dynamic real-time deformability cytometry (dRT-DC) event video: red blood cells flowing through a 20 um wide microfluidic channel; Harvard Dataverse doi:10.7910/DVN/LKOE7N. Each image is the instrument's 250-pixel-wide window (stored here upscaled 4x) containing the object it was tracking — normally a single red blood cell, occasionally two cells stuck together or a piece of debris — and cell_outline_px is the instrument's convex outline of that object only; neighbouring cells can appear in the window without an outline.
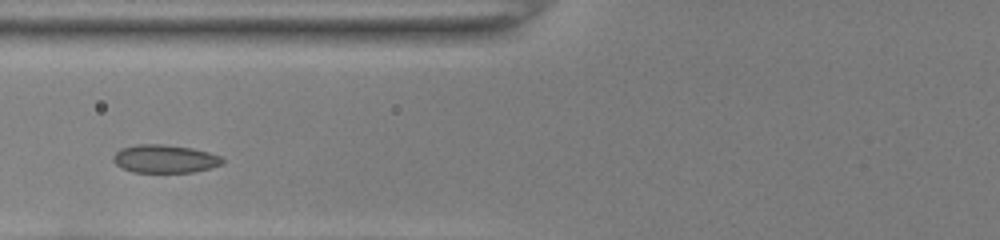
{"species": "common noctule bat (a hibernating species)", "species_latin": "Nyctalus noctula", "temperature_condition": "room temperature", "stored_images_in_passage": 21, "camera_frame_rate_fps": 3000, "um_per_image_px": 0.085, "animal": {"sex": "female", "body_mass_g": 22.0, "forearm_length_mm": 56.7}, "frame": {"image": 1, "passage_image": 8, "time_ms": 2.333, "image_size_px": [1000, 240], "cell_outline_px": [[224, 164], [212, 168], [192, 172], [132, 172], [120, 168], [112, 160], [112, 156], [120, 148], [136, 144], [164, 144], [192, 148], [208, 152], [220, 156], [224, 160]], "centroid_in_image_um": [13.99, 13.5], "position_along_channel_um": 111.8, "area_um2": 18.15}}
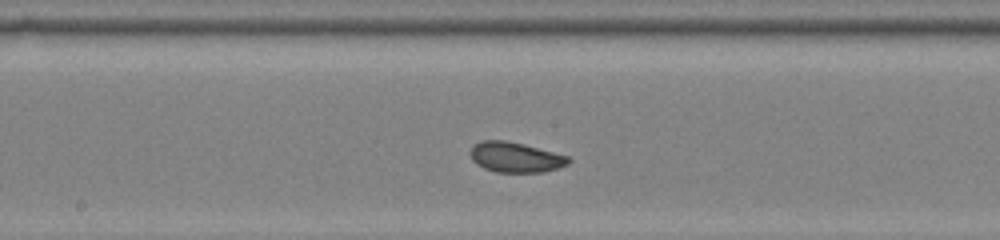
{"frame": {"image": 2, "passage_image": 15, "time_ms": 4.667, "image_size_px": [1000, 240], "cell_outline_px": [[572, 160], [568, 164], [544, 172], [496, 172], [484, 168], [476, 164], [472, 160], [468, 152], [472, 144], [480, 140], [504, 140], [524, 144], [568, 156]], "centroid_in_image_um": [43.76, 13.35], "position_along_channel_um": 204.4, "area_um2": 17.46}}
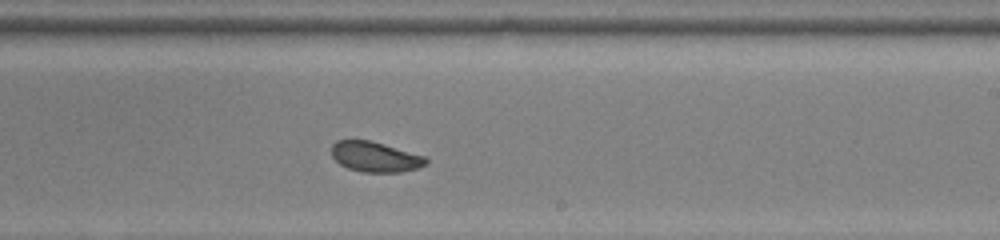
{"frame": {"image": 3, "passage_image": 19, "time_ms": 6.0, "image_size_px": [1000, 240], "cell_outline_px": [[428, 164], [416, 168], [400, 172], [364, 172], [348, 168], [340, 164], [332, 156], [332, 144], [336, 140], [372, 140], [428, 156]], "centroid_in_image_um": [31.94, 13.31], "position_along_channel_um": 257.1, "area_um2": 16.88}}